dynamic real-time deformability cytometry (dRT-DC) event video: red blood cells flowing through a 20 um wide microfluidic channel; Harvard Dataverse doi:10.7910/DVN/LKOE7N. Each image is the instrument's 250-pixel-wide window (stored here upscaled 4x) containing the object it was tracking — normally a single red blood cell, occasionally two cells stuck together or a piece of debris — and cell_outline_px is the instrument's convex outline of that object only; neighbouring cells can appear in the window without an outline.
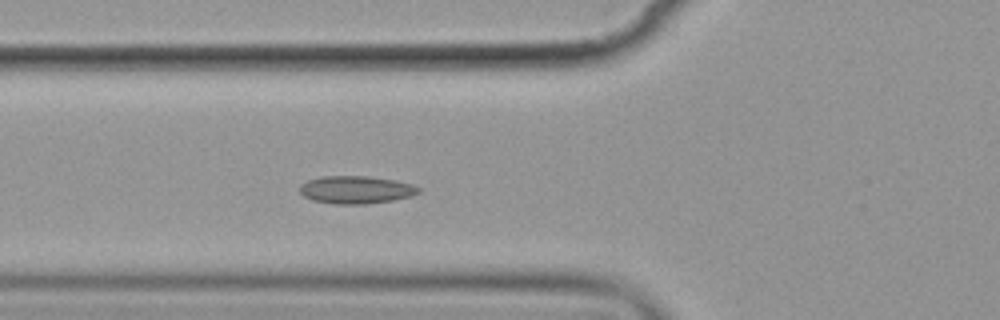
{"species": "common noctule bat (a hibernating species)", "species_latin": "Nyctalus noctula", "temperature_condition": "cold", "stored_images_in_passage": 5, "camera_frame_rate_fps": 3000, "um_per_image_px": 0.085, "animal": {"sex": "female", "body_mass_g": 19.9}, "frame": {"image": 1, "passage_image": 5, "time_ms": 5.667, "image_size_px": [1000, 320], "cell_outline_px": [[420, 192], [412, 196], [392, 200], [368, 204], [332, 204], [312, 200], [304, 196], [300, 192], [300, 184], [308, 180], [324, 176], [368, 176], [396, 180], [412, 184], [420, 188]], "centroid_in_image_um": [30.27, 16.13], "position_along_channel_um": 95.5, "area_um2": 19.31}}